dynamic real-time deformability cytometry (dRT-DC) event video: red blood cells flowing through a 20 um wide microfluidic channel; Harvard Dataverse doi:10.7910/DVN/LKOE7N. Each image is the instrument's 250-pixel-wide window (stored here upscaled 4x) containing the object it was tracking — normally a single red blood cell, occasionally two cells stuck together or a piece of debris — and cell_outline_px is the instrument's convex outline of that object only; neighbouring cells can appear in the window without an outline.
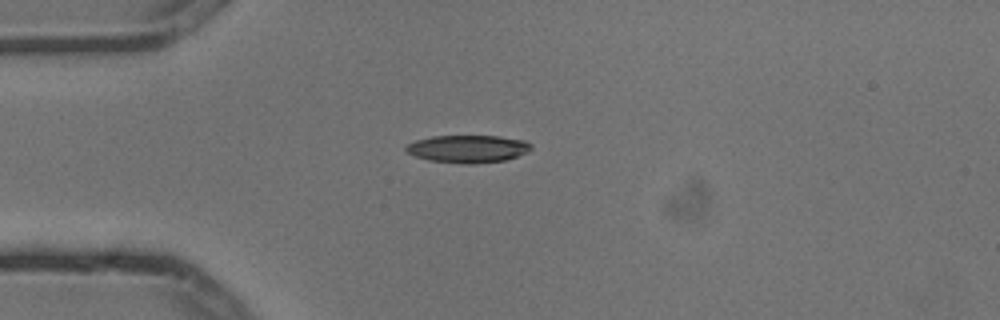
{"species": "common noctule bat (a hibernating species)", "species_latin": "Nyctalus noctula", "temperature_condition": "cold", "stored_images_in_passage": 4, "camera_frame_rate_fps": 3000, "um_per_image_px": 0.085, "animal": {"sex": "male", "body_mass_g": 13.3}, "frame": {"image": 1, "passage_image": 3, "time_ms": 0.667, "image_size_px": [1000, 320], "cell_outline_px": [[532, 148], [528, 152], [504, 160], [472, 164], [464, 164], [428, 160], [404, 152], [404, 148], [408, 144], [416, 140], [432, 136], [500, 136], [524, 140], [532, 144]], "centroid_in_image_um": [39.75, 12.65], "position_along_channel_um": 45.2, "area_um2": 20.17}}
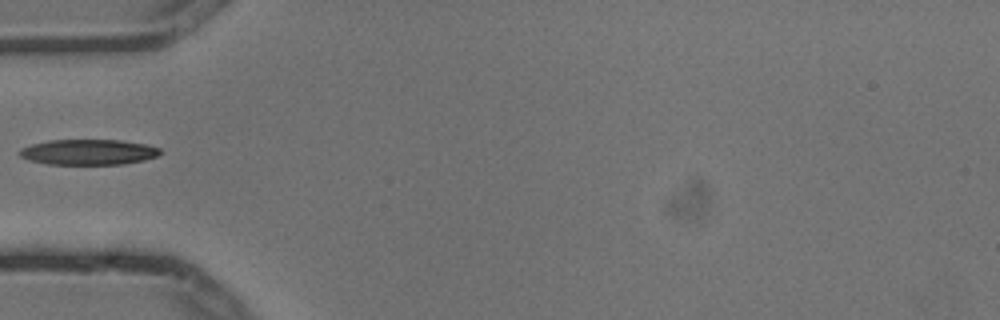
{"frame": {"image": 2, "passage_image": 4, "time_ms": 1.0, "image_size_px": [1000, 320], "cell_outline_px": [[164, 152], [156, 156], [144, 160], [124, 164], [48, 164], [28, 160], [20, 156], [20, 148], [32, 144], [48, 140], [120, 140], [144, 144], [160, 148]], "centroid_in_image_um": [7.52, 12.92], "position_along_channel_um": 77.5, "area_um2": 20.87}}